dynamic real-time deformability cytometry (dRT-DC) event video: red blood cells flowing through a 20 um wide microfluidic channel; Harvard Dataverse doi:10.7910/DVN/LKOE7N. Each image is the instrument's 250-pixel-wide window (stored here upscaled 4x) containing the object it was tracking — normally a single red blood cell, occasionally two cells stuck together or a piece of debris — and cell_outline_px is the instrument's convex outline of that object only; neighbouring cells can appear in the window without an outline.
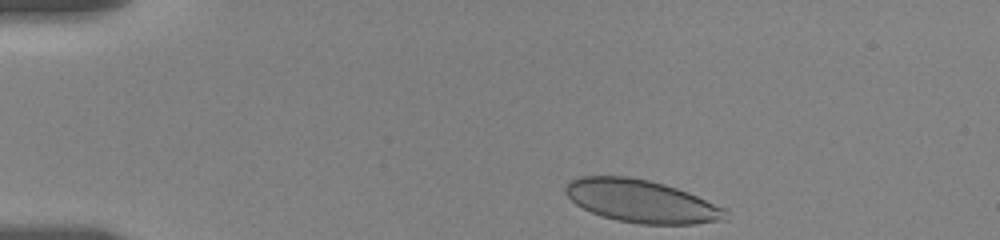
{"species": "human", "species_latin": "Homo sapiens", "temperature_condition": "room temperature", "stored_images_in_passage": 9, "camera_frame_rate_fps": 3000, "um_per_image_px": 0.085, "donor": {"sex": "female"}, "frame": {"image": 1, "passage_image": 1, "time_ms": 0.0, "image_size_px": [1000, 240], "cell_outline_px": [[728, 220], [696, 224], [640, 224], [616, 220], [600, 216], [576, 204], [564, 192], [564, 188], [572, 180], [580, 176], [628, 176], [648, 180], [664, 184], [688, 192], [728, 208]], "centroid_in_image_um": [54.59, 17.11], "position_along_channel_um": 30.4, "area_um2": 40.11}}
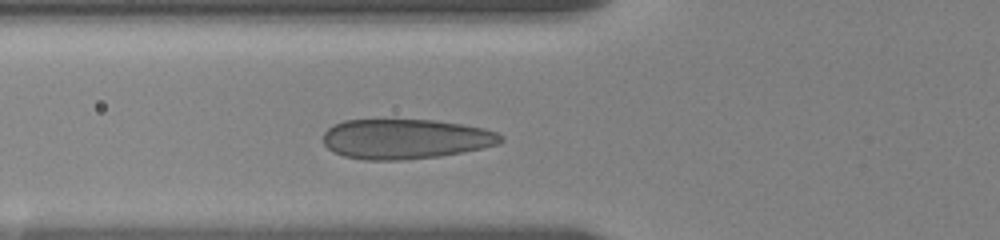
{"frame": {"image": 2, "passage_image": 7, "time_ms": 3.667, "image_size_px": [1000, 240], "cell_outline_px": [[504, 140], [500, 144], [484, 148], [440, 156], [400, 160], [364, 160], [344, 156], [332, 152], [324, 144], [324, 132], [328, 128], [344, 120], [436, 120], [484, 128], [496, 132], [504, 136]], "centroid_in_image_um": [34.49, 11.82], "position_along_channel_um": 91.3, "area_um2": 41.44}}
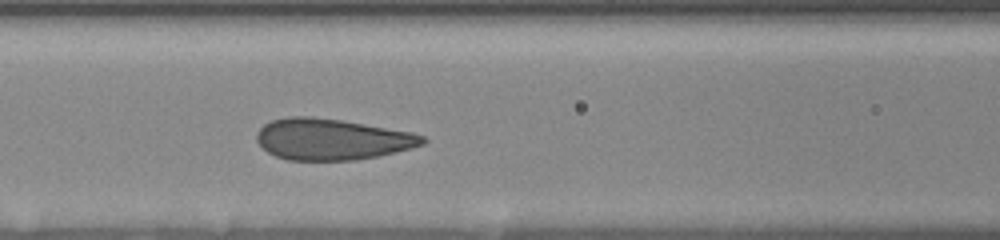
{"frame": {"image": 3, "passage_image": 9, "time_ms": 5.0, "image_size_px": [1000, 240], "cell_outline_px": [[428, 140], [424, 144], [412, 148], [396, 152], [356, 160], [288, 160], [276, 156], [268, 152], [256, 140], [256, 132], [264, 124], [272, 120], [288, 116], [312, 116], [340, 120], [412, 132], [424, 136]], "centroid_in_image_um": [28.2, 11.83], "position_along_channel_um": 138.4, "area_um2": 39.82}}